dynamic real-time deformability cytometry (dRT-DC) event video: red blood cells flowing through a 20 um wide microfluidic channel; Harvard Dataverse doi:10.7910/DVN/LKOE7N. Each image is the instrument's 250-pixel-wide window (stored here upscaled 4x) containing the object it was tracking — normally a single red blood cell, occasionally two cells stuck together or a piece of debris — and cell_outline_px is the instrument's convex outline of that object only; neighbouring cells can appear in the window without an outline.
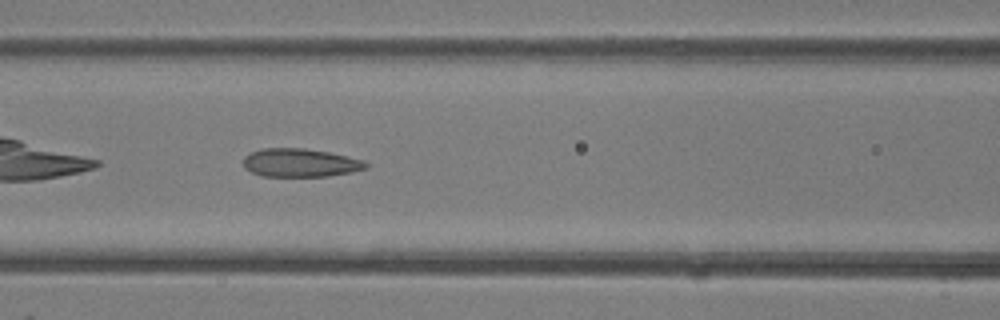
{"species": "common noctule bat (a hibernating species)", "species_latin": "Nyctalus noctula", "temperature_condition": "room temperature", "stored_images_in_passage": 28, "camera_frame_rate_fps": 3000, "um_per_image_px": 0.085, "animal": {"sex": "female"}, "frame": {"image": 1, "passage_image": 5, "time_ms": 1.333, "image_size_px": [1000, 320], "cell_outline_px": [[368, 168], [352, 172], [328, 176], [260, 176], [244, 168], [244, 156], [260, 148], [304, 148], [328, 152], [364, 160], [368, 164]], "centroid_in_image_um": [25.52, 13.83], "position_along_channel_um": 141.1, "area_um2": 20.29}}
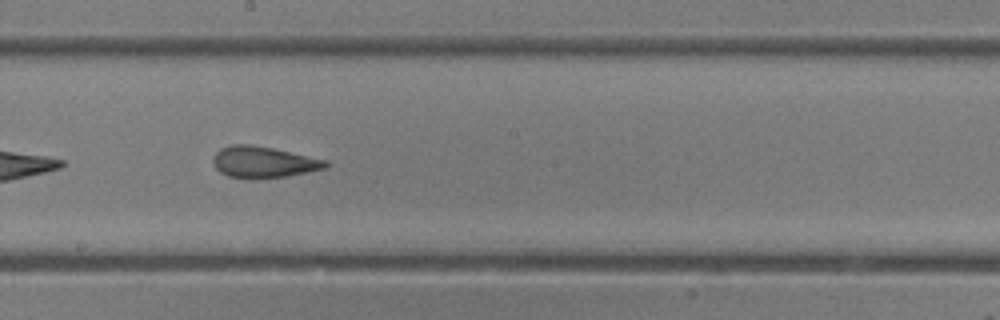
{"frame": {"image": 2, "passage_image": 10, "time_ms": 3.0, "image_size_px": [1000, 320], "cell_outline_px": [[328, 164], [324, 168], [284, 176], [248, 180], [228, 176], [220, 172], [216, 168], [212, 160], [212, 156], [220, 148], [232, 144], [248, 144], [272, 148], [328, 160]], "centroid_in_image_um": [22.32, 13.78], "position_along_channel_um": 225.9, "area_um2": 20.52}}
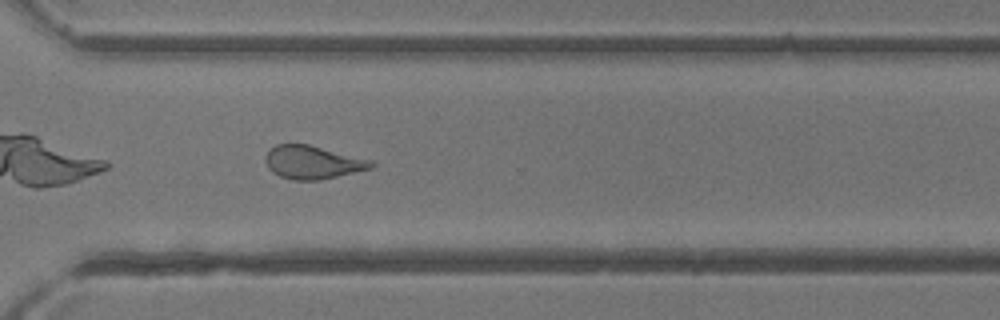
{"frame": {"image": 3, "passage_image": 17, "time_ms": 5.333, "image_size_px": [1000, 320], "cell_outline_px": [[376, 164], [372, 168], [320, 180], [292, 180], [280, 176], [272, 172], [268, 168], [264, 160], [264, 156], [276, 144], [308, 144], [372, 160]], "centroid_in_image_um": [26.56, 13.8], "position_along_channel_um": 344.0, "area_um2": 20.46}}